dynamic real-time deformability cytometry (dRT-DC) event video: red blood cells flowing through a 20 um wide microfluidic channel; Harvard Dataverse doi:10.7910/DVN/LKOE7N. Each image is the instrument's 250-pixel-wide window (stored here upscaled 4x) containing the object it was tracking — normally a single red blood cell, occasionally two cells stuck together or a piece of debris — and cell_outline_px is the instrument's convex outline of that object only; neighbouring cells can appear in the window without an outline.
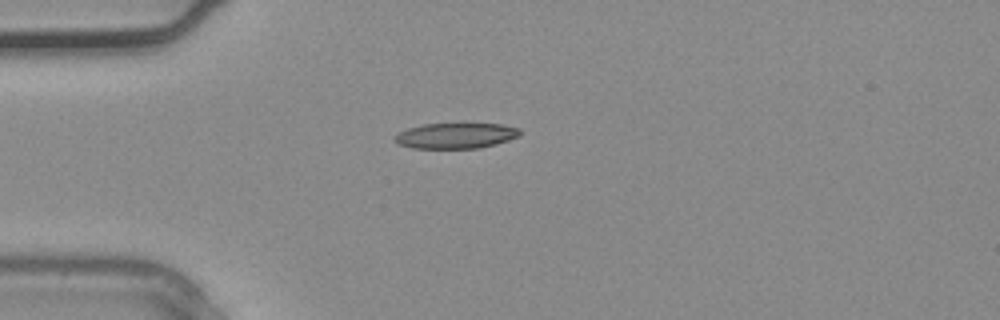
{"species": "common noctule bat (a hibernating species)", "species_latin": "Nyctalus noctula", "temperature_condition": "warm", "stored_images_in_passage": 1, "camera_frame_rate_fps": 3000, "um_per_image_px": 0.085, "animal": {"sex": "male", "body_mass_g": 20.4}, "frame": {"image": 1, "passage_image": 1, "time_ms": 0.0, "image_size_px": [1000, 320], "cell_outline_px": [[520, 136], [496, 144], [480, 148], [412, 148], [400, 144], [392, 140], [392, 136], [408, 128], [424, 124], [500, 124], [520, 128]], "centroid_in_image_um": [38.73, 11.54], "position_along_channel_um": 46.3, "area_um2": 18.61}}